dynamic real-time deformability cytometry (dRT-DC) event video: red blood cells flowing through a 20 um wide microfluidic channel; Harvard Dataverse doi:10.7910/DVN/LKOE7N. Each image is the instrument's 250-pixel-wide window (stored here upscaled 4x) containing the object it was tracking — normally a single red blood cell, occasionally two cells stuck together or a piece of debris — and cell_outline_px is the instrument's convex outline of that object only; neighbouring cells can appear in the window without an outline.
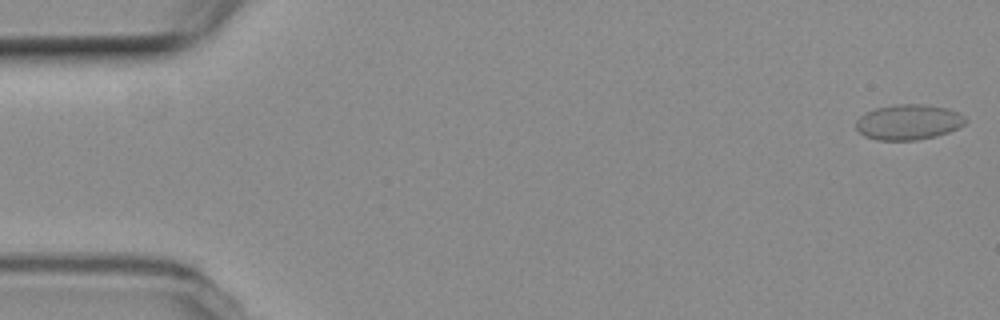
{"species": "common noctule bat (a hibernating species)", "species_latin": "Nyctalus noctula", "temperature_condition": "room temperature", "stored_images_in_passage": 55, "camera_frame_rate_fps": 3000, "um_per_image_px": 0.085, "animal": {"sex": "female", "body_mass_g": 19.3, "forearm_length_mm": 54.1}, "frame": {"image": 1, "passage_image": 1, "time_ms": 0.0, "image_size_px": [1000, 320], "cell_outline_px": [[968, 120], [964, 124], [948, 132], [936, 136], [916, 140], [876, 140], [864, 136], [856, 128], [856, 120], [860, 116], [876, 108], [896, 104], [924, 104], [944, 108], [956, 112], [964, 116]], "centroid_in_image_um": [77.2, 10.38], "position_along_channel_um": 7.8, "area_um2": 22.37}}
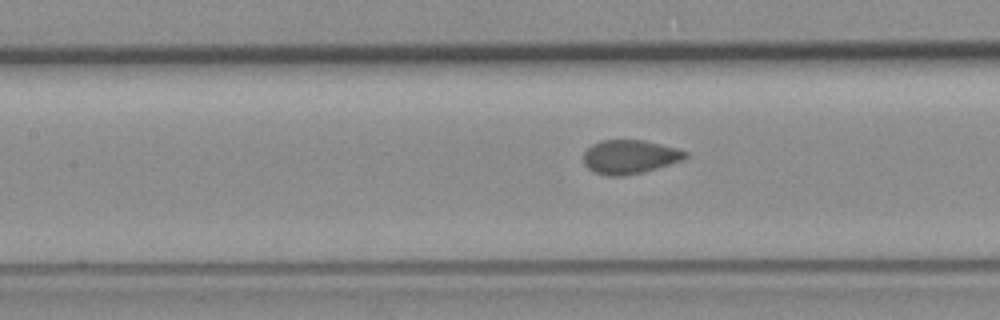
{"frame": {"image": 2, "passage_image": 24, "time_ms": 7.667, "image_size_px": [1000, 320], "cell_outline_px": [[688, 156], [684, 160], [644, 172], [624, 176], [608, 176], [592, 172], [584, 164], [584, 152], [592, 144], [600, 140], [644, 140], [676, 148], [688, 152]], "centroid_in_image_um": [53.53, 13.34], "position_along_channel_um": 153.9, "area_um2": 20.29}}
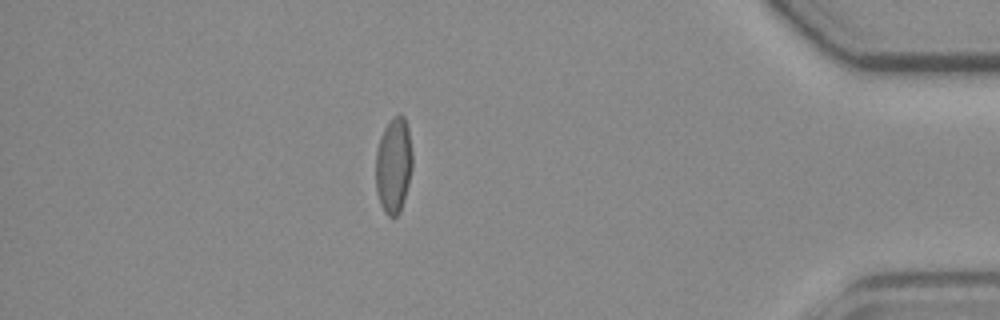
{"frame": {"image": 3, "passage_image": 48, "time_ms": 15.667, "image_size_px": [1000, 320], "cell_outline_px": [[412, 168], [404, 200], [400, 212], [396, 216], [388, 216], [384, 212], [380, 204], [376, 192], [376, 148], [380, 136], [384, 128], [400, 112], [404, 116], [408, 128], [412, 152]], "centroid_in_image_um": [33.45, 14.06], "position_along_channel_um": 401.8, "area_um2": 20.52}}